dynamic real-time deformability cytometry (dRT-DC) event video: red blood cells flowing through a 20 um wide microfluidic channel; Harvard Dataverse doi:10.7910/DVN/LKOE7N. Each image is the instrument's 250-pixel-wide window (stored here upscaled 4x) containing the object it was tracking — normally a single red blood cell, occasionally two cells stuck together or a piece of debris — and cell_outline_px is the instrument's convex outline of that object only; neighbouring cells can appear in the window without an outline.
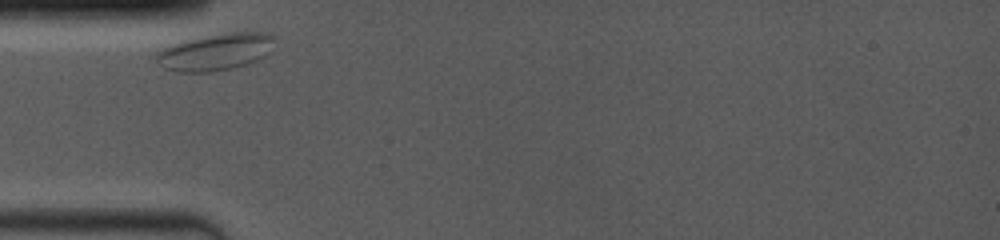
{"species": "common noctule bat (a hibernating species)", "species_latin": "Nyctalus noctula", "temperature_condition": "room temperature", "stored_images_in_passage": 25, "camera_frame_rate_fps": 4000, "um_per_image_px": 0.085, "animal": {"sex": "female", "body_mass_g": 19.0, "forearm_length_mm": 53.3}, "frame": {"image": 1, "passage_image": 1, "time_ms": 0.0, "image_size_px": [1000, 240], "cell_outline_px": [[272, 36], [268, 52], [264, 56], [256, 60], [232, 68], [212, 72], [176, 72], [164, 68], [156, 60], [156, 52], [168, 44], [184, 40], [224, 32], [268, 32]], "centroid_in_image_um": [18.22, 4.41], "position_along_channel_um": 66.8, "area_um2": 25.32}}
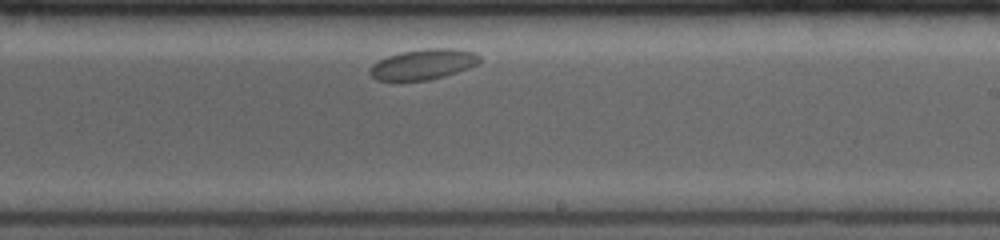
{"frame": {"image": 2, "passage_image": 15, "time_ms": 5.5, "image_size_px": [1000, 240], "cell_outline_px": [[480, 60], [476, 64], [468, 68], [444, 76], [428, 80], [376, 80], [368, 72], [368, 68], [372, 64], [388, 56], [400, 52], [424, 48], [456, 48], [472, 52], [480, 56]], "centroid_in_image_um": [35.95, 5.45], "position_along_channel_um": 253.1, "area_um2": 19.36}}
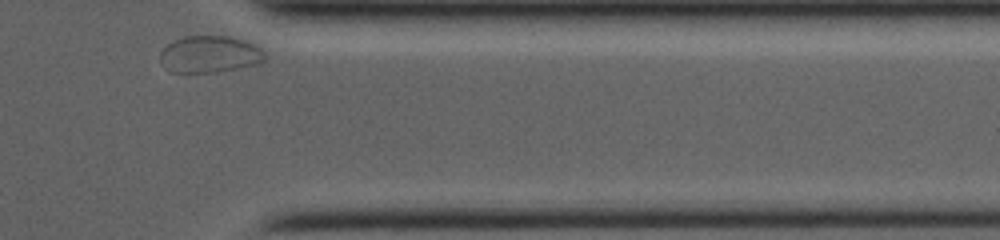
{"frame": {"image": 3, "passage_image": 25, "time_ms": 9.5, "image_size_px": [1000, 240], "cell_outline_px": [[264, 60], [260, 64], [216, 72], [172, 72], [160, 60], [160, 52], [172, 40], [184, 36], [228, 36], [244, 40], [260, 48], [264, 52]], "centroid_in_image_um": [17.83, 4.61], "position_along_channel_um": 393.6, "area_um2": 22.37}}